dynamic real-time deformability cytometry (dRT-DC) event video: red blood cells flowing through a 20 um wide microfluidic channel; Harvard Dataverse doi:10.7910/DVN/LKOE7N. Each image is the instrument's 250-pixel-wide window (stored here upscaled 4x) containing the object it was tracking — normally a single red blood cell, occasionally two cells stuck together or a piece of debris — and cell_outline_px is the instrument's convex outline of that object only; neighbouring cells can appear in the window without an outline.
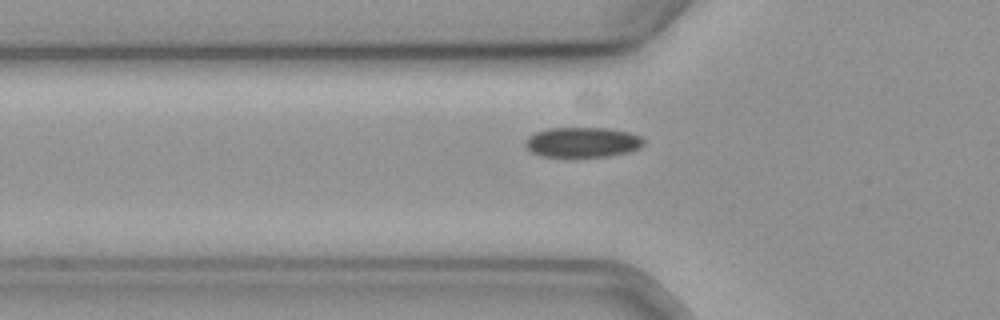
{"species": "common noctule bat (a hibernating species)", "species_latin": "Nyctalus noctula", "temperature_condition": "cold", "stored_images_in_passage": 35, "camera_frame_rate_fps": 3000, "um_per_image_px": 0.085, "animal": {"sex": "female", "body_mass_g": 19.3, "forearm_length_mm": 54.1}, "frame": {"image": 1, "passage_image": 3, "time_ms": 0.667, "image_size_px": [1000, 320], "cell_outline_px": [[644, 144], [640, 148], [628, 152], [608, 156], [544, 156], [532, 152], [524, 144], [528, 136], [536, 132], [548, 128], [608, 128], [628, 132], [640, 136], [644, 140]], "centroid_in_image_um": [49.53, 12.08], "position_along_channel_um": 76.3, "area_um2": 20.58}}
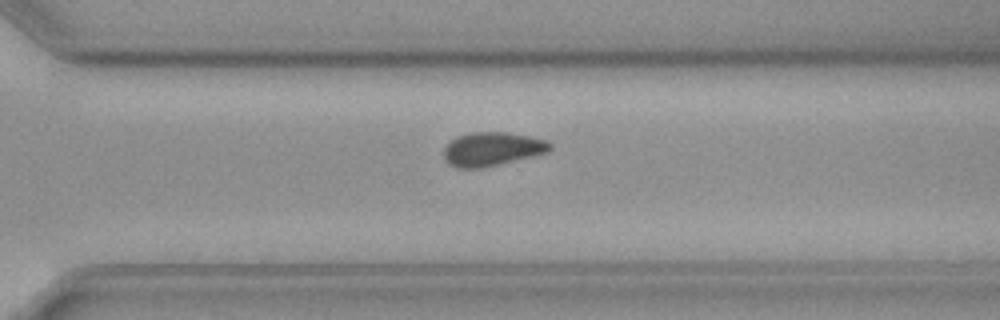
{"frame": {"image": 2, "passage_image": 24, "time_ms": 7.667, "image_size_px": [1000, 320], "cell_outline_px": [[552, 148], [548, 152], [484, 168], [456, 168], [448, 164], [444, 156], [444, 148], [456, 136], [472, 132], [508, 132], [548, 140], [552, 144]], "centroid_in_image_um": [41.84, 12.67], "position_along_channel_um": 328.8, "area_um2": 20.98}}
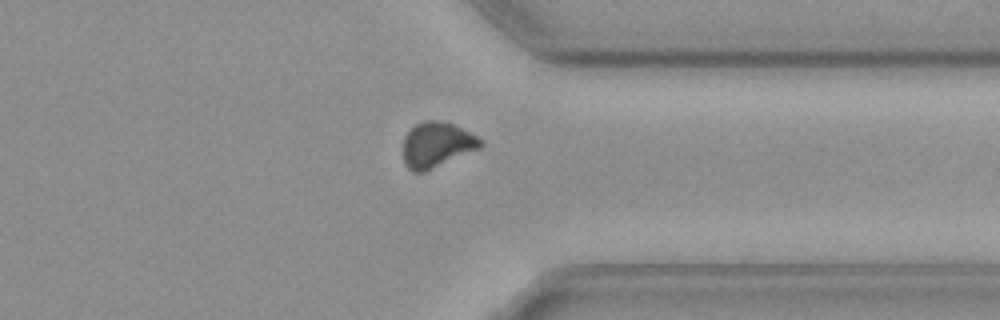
{"frame": {"image": 3, "passage_image": 28, "time_ms": 9.0, "image_size_px": [1000, 320], "cell_outline_px": [[484, 144], [480, 148], [424, 172], [412, 172], [404, 164], [404, 136], [416, 124], [424, 120], [436, 120], [452, 124], [484, 140]], "centroid_in_image_um": [37.12, 12.31], "position_along_channel_um": 374.3, "area_um2": 20.23}, "authors_computed_cell_mechanics": {"area_um2": 21.3282, "velocity_mm_per_s": 3.6113, "shape_relaxation_time_tau1_ms": 6.2492, "shape_relaxation_time_tau2_ms": null, "deformation_change_tau1": 0.0824, "deformation_change_tau2": null}}